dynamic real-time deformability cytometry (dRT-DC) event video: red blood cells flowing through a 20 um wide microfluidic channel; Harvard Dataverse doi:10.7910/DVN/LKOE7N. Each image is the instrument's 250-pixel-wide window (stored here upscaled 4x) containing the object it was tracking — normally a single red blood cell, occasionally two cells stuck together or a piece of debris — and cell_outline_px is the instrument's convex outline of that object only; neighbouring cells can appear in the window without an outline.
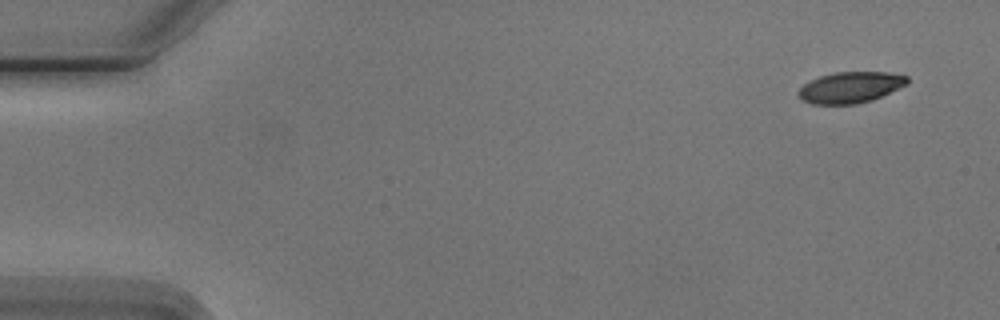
{"species": "Egyptian fruit bat (a non-hibernating species)", "species_latin": "Rousettus aegyptiacus", "temperature_condition": "cold", "stored_images_in_passage": 10, "camera_frame_rate_fps": 3000, "um_per_image_px": 0.085, "animal": {"sex": "male"}, "frame": {"image": 1, "passage_image": 1, "time_ms": 0.0, "image_size_px": [1000, 320], "cell_outline_px": [[908, 84], [872, 100], [856, 104], [812, 104], [800, 100], [796, 96], [796, 92], [804, 84], [820, 76], [836, 72], [888, 72], [908, 76]], "centroid_in_image_um": [72.26, 7.43], "position_along_channel_um": 12.7, "area_um2": 19.83}}
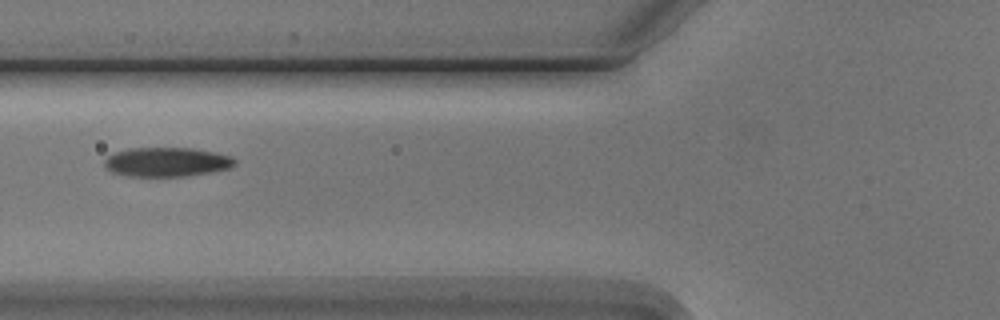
{"frame": {"image": 2, "passage_image": 6, "time_ms": 6.0, "image_size_px": [1000, 320], "cell_outline_px": [[236, 164], [228, 168], [212, 172], [184, 176], [128, 176], [112, 172], [104, 164], [104, 160], [108, 156], [116, 152], [128, 148], [192, 148], [216, 152], [232, 156], [236, 160]], "centroid_in_image_um": [14.2, 13.76], "position_along_channel_um": 111.6, "area_um2": 22.2}}
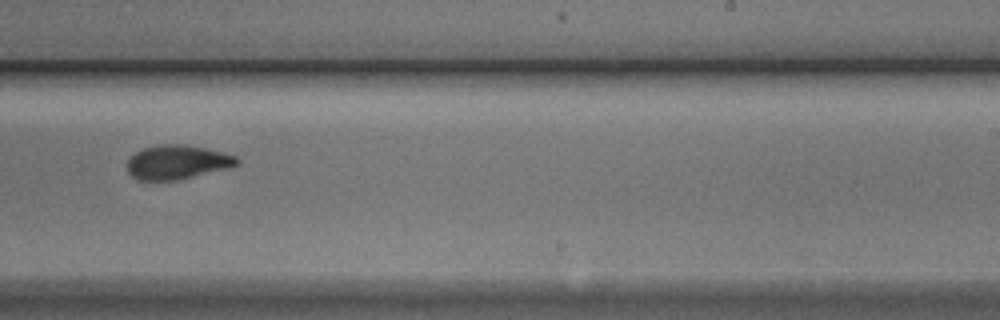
{"frame": {"image": 3, "passage_image": 10, "time_ms": 10.333, "image_size_px": [1000, 320], "cell_outline_px": [[240, 160], [236, 164], [228, 168], [180, 180], [140, 180], [132, 176], [128, 172], [128, 160], [136, 152], [144, 148], [156, 144], [184, 144], [204, 148], [236, 156]], "centroid_in_image_um": [15.05, 13.78], "position_along_channel_um": 273.9, "area_um2": 21.68}}